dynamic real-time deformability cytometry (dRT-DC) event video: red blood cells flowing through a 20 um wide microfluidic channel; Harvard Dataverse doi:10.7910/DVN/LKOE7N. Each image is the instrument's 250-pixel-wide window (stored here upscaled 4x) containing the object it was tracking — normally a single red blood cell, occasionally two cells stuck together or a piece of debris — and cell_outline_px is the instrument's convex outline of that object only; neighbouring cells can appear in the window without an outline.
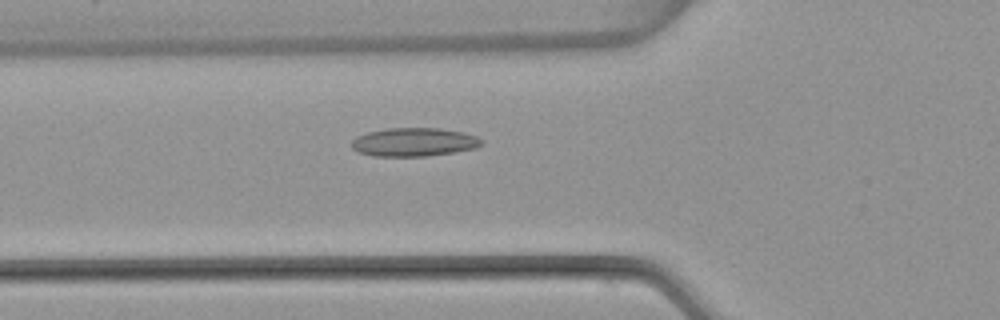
{"species": "common noctule bat (a hibernating species)", "species_latin": "Nyctalus noctula", "temperature_condition": "warm", "stored_images_in_passage": 54, "camera_frame_rate_fps": 3000, "um_per_image_px": 0.085, "animal": {"sex": "female", "body_mass_g": 22.7, "forearm_length_mm": 54.2}, "frame": {"image": 1, "passage_image": 20, "time_ms": 6.333, "image_size_px": [1000, 320], "cell_outline_px": [[484, 144], [476, 148], [428, 156], [372, 156], [360, 152], [352, 148], [352, 140], [356, 136], [368, 132], [388, 128], [440, 128], [464, 132], [476, 136], [484, 140]], "centroid_in_image_um": [35.22, 12.07], "position_along_channel_um": 90.6, "area_um2": 21.68}}
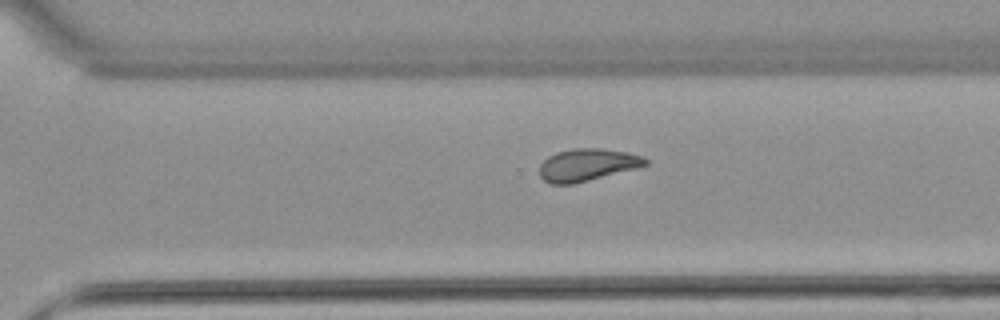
{"frame": {"image": 2, "passage_image": 38, "time_ms": 12.333, "image_size_px": [1000, 320], "cell_outline_px": [[648, 164], [636, 168], [572, 184], [552, 184], [544, 180], [540, 176], [540, 164], [548, 156], [556, 152], [576, 148], [600, 148], [628, 152], [644, 156], [648, 160]], "centroid_in_image_um": [49.92, 14.0], "position_along_channel_um": 320.7, "area_um2": 19.83}}
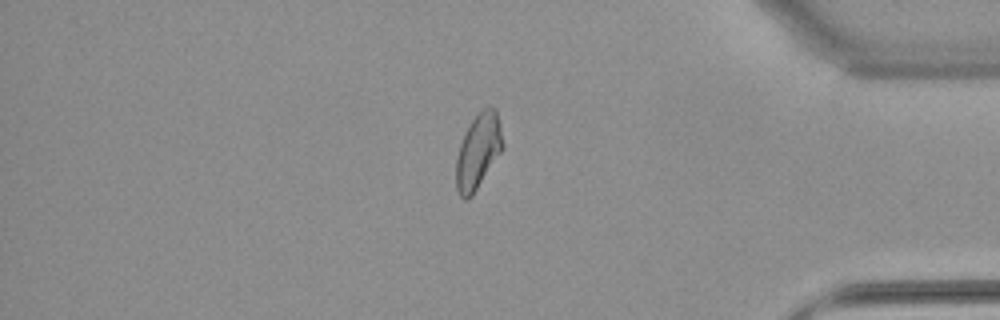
{"frame": {"image": 3, "passage_image": 46, "time_ms": 15.0, "image_size_px": [1000, 320], "cell_outline_px": [[504, 148], [472, 196], [464, 200], [460, 196], [456, 188], [456, 156], [460, 144], [472, 120], [484, 108], [496, 108], [500, 124], [504, 144]], "centroid_in_image_um": [40.65, 12.89], "position_along_channel_um": 394.5, "area_um2": 20.23}, "authors_computed_cell_mechanics": {"area_um2": 20.6346, "velocity_mm_per_s": 3.832, "shape_relaxation_time_tau1_ms": null, "shape_relaxation_time_tau2_ms": 3.2219, "deformation_change_tau1": null, "deformation_change_tau2": 0.0908}}